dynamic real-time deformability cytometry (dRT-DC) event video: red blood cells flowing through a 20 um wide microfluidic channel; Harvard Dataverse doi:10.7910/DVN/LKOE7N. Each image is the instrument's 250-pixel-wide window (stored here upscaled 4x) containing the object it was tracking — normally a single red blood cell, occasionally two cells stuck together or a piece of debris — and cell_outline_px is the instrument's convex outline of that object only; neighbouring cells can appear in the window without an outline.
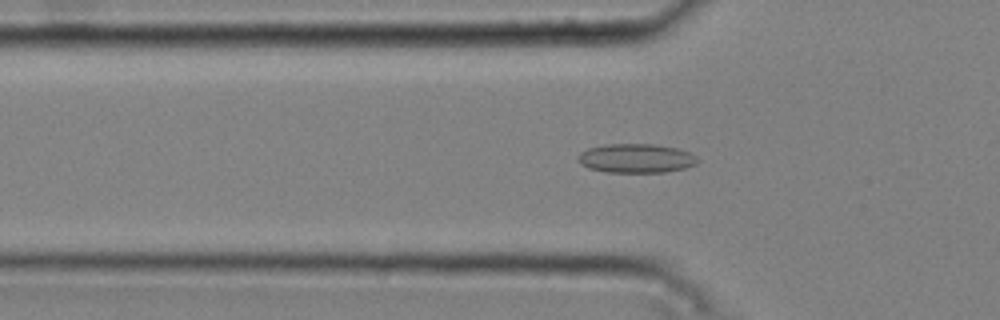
{"species": "common noctule bat (a hibernating species)", "species_latin": "Nyctalus noctula", "temperature_condition": "cold", "stored_images_in_passage": 51, "camera_frame_rate_fps": 3000, "um_per_image_px": 0.085, "animal": {"sex": "male", "body_mass_g": 20.4}, "frame": {"image": 1, "passage_image": 17, "time_ms": 5.333, "image_size_px": [1000, 320], "cell_outline_px": [[700, 160], [696, 164], [684, 168], [664, 172], [608, 172], [588, 168], [580, 164], [576, 160], [576, 156], [580, 152], [588, 148], [604, 144], [652, 144], [676, 148], [688, 152], [696, 156]], "centroid_in_image_um": [54.02, 13.45], "position_along_channel_um": 71.8, "area_um2": 20.35}}
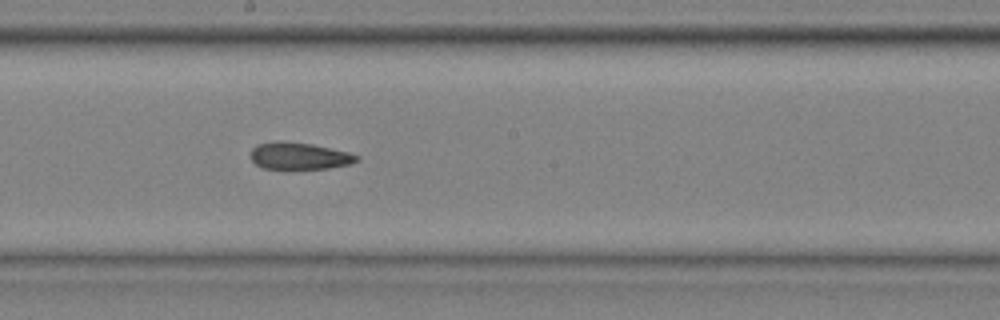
{"frame": {"image": 2, "passage_image": 29, "time_ms": 9.333, "image_size_px": [1000, 320], "cell_outline_px": [[360, 160], [352, 164], [328, 168], [288, 172], [264, 168], [256, 164], [252, 160], [252, 148], [256, 144], [276, 140], [280, 140], [312, 144], [348, 152], [360, 156]], "centroid_in_image_um": [25.43, 13.3], "position_along_channel_um": 222.8, "area_um2": 17.57}}
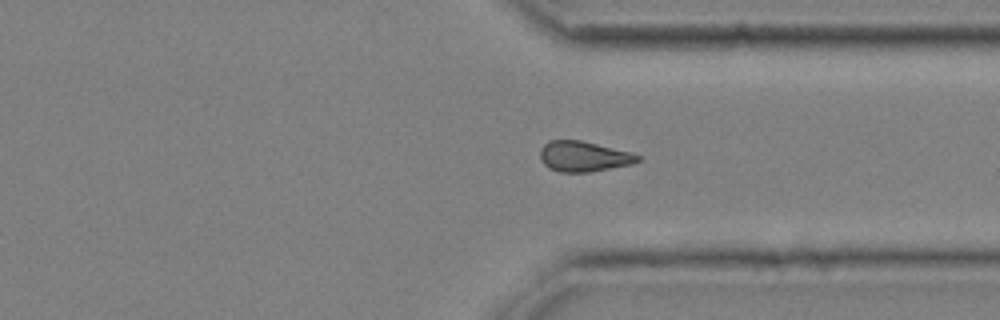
{"frame": {"image": 3, "passage_image": 40, "time_ms": 13.0, "image_size_px": [1000, 320], "cell_outline_px": [[640, 160], [632, 164], [588, 172], [560, 172], [548, 168], [540, 160], [540, 148], [548, 140], [580, 140], [632, 152], [640, 156]], "centroid_in_image_um": [49.58, 13.29], "position_along_channel_um": 361.8, "area_um2": 17.34}, "authors_computed_cell_mechanics": {"area_um2": 17.8024, "velocity_mm_per_s": 3.7709, "shape_relaxation_time_tau1_ms": null, "shape_relaxation_time_tau2_ms": 5.4405, "deformation_change_tau1": null, "deformation_change_tau2": 0.1224}}